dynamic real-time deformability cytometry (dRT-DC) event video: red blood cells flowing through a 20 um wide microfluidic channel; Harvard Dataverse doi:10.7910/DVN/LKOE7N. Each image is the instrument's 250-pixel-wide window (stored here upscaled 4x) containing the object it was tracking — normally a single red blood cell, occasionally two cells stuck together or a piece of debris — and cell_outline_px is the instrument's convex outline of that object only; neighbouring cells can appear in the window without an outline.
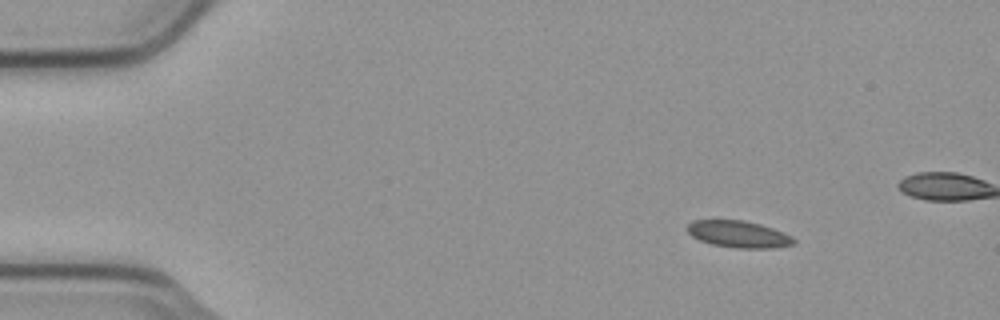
{"species": "common noctule bat (a hibernating species)", "species_latin": "Nyctalus noctula", "temperature_condition": "cold", "stored_images_in_passage": 55, "camera_frame_rate_fps": 3000, "um_per_image_px": 0.085, "animal": {"sex": "male", "body_mass_g": 23.1, "forearm_length_mm": 52.7}, "frame": {"image": 1, "passage_image": 7, "time_ms": 2.0, "image_size_px": [1000, 320], "cell_outline_px": [[796, 244], [776, 248], [736, 248], [712, 244], [700, 240], [692, 236], [688, 232], [688, 224], [692, 220], [744, 220], [760, 224], [772, 228], [792, 236], [796, 240]], "centroid_in_image_um": [62.81, 19.91], "position_along_channel_um": 22.2, "area_um2": 16.65}}
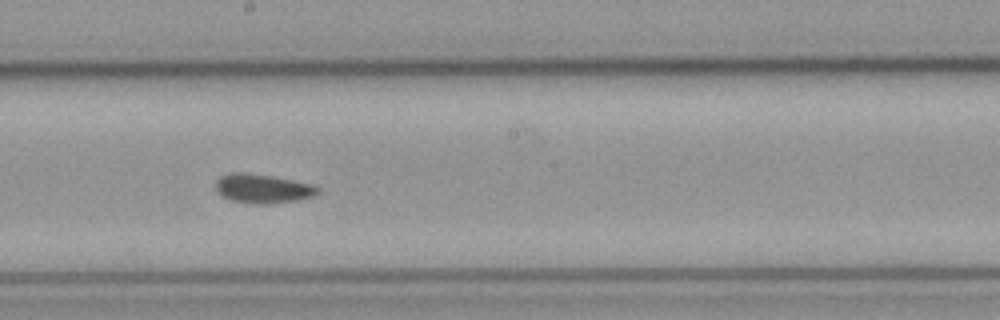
{"frame": {"image": 2, "passage_image": 30, "time_ms": 9.667, "image_size_px": [1000, 320], "cell_outline_px": [[320, 192], [316, 196], [296, 200], [264, 204], [252, 204], [232, 200], [216, 192], [216, 180], [220, 176], [232, 172], [244, 172], [268, 176], [308, 184], [320, 188]], "centroid_in_image_um": [22.29, 16.04], "position_along_channel_um": 225.9, "area_um2": 16.99}}
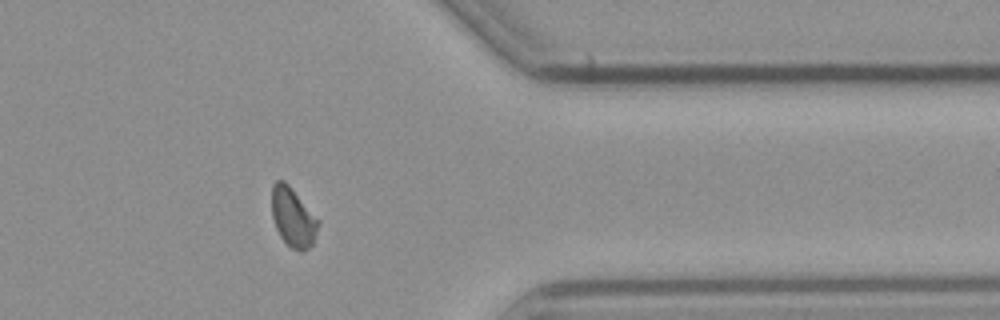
{"frame": {"image": 3, "passage_image": 44, "time_ms": 14.333, "image_size_px": [1000, 320], "cell_outline_px": [[320, 224], [312, 244], [304, 252], [300, 252], [292, 248], [280, 236], [276, 228], [272, 216], [272, 184], [276, 180], [284, 180], [288, 184], [320, 220]], "centroid_in_image_um": [24.92, 18.47], "position_along_channel_um": 386.5, "area_um2": 16.07}}